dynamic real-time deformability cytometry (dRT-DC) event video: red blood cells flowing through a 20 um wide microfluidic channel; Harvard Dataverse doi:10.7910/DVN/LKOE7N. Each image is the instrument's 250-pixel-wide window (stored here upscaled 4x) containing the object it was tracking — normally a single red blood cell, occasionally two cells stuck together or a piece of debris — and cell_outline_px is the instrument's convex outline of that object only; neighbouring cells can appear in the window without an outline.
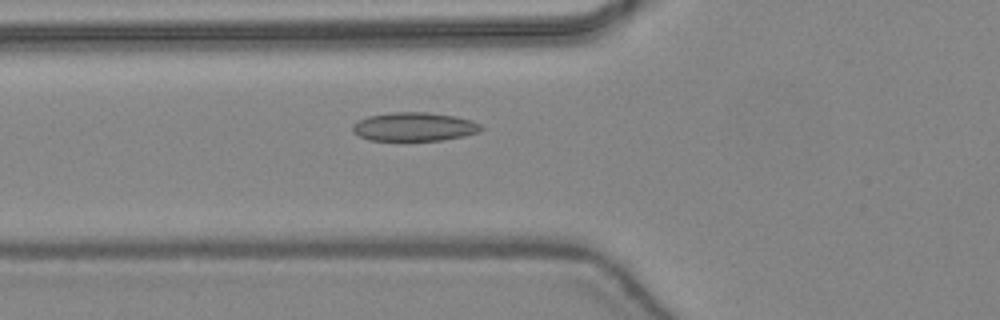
{"species": "common noctule bat (a hibernating species)", "species_latin": "Nyctalus noctula", "temperature_condition": "warm", "stored_images_in_passage": 31, "camera_frame_rate_fps": 3000, "um_per_image_px": 0.085, "animal": {"sex": "female", "body_mass_g": 24.6, "forearm_length_mm": 56.2}, "frame": {"image": 1, "passage_image": 2, "time_ms": 0.333, "image_size_px": [1000, 320], "cell_outline_px": [[484, 128], [480, 132], [464, 136], [440, 140], [368, 140], [352, 132], [352, 124], [368, 116], [392, 112], [428, 112], [456, 116], [472, 120], [480, 124]], "centroid_in_image_um": [35.23, 10.77], "position_along_channel_um": 90.6, "area_um2": 21.56}}
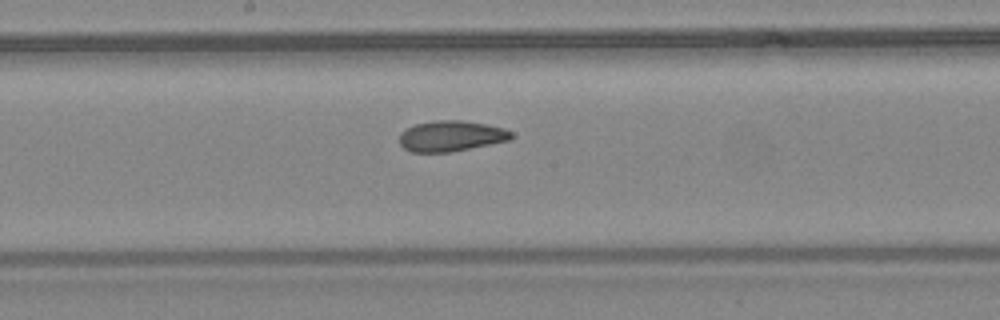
{"frame": {"image": 2, "passage_image": 10, "time_ms": 3.0, "image_size_px": [1000, 320], "cell_outline_px": [[512, 140], [448, 152], [412, 152], [404, 148], [400, 144], [400, 132], [416, 124], [436, 120], [460, 120], [484, 124], [504, 128], [512, 132]], "centroid_in_image_um": [38.34, 11.56], "position_along_channel_um": 209.9, "area_um2": 19.83}}
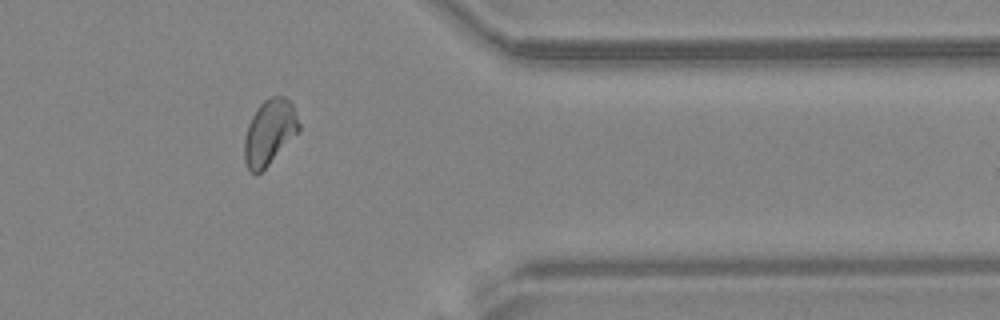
{"frame": {"image": 3, "passage_image": 23, "time_ms": 7.333, "image_size_px": [1000, 320], "cell_outline_px": [[300, 132], [256, 176], [248, 168], [244, 160], [244, 140], [248, 124], [252, 116], [260, 104], [264, 100], [272, 96], [284, 96], [292, 104], [300, 124]], "centroid_in_image_um": [22.91, 11.24], "position_along_channel_um": 388.5, "area_um2": 20.69}, "authors_computed_cell_mechanics": {"area_um2": 20.23, "velocity_mm_per_s": 4.4451, "shape_relaxation_time_tau1_ms": 6.2804, "shape_relaxation_time_tau2_ms": 1.9407, "deformation_change_tau1": 0.1453, "deformation_change_tau2": 0.0594}}